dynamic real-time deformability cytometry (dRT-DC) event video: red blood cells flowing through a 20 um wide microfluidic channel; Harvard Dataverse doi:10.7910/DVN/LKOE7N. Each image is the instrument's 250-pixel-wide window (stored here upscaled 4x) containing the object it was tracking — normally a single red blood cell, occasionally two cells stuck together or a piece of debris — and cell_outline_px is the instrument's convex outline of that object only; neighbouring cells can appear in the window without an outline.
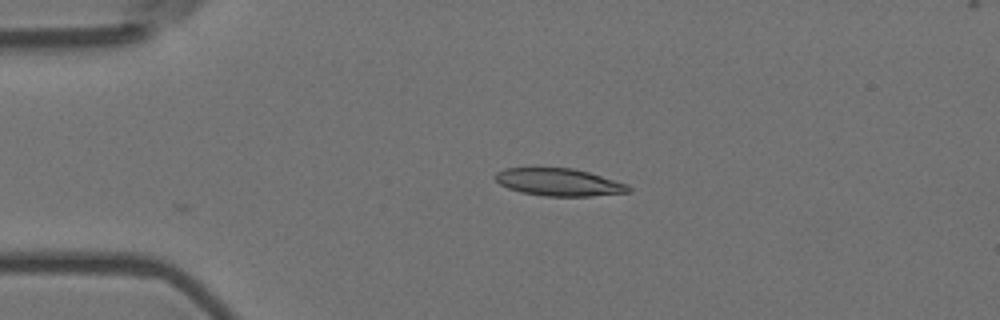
{"species": "Egyptian fruit bat (a non-hibernating species)", "species_latin": "Rousettus aegyptiacus", "temperature_condition": "room temperature", "stored_images_in_passage": 3, "camera_frame_rate_fps": 3000, "um_per_image_px": 0.085, "animal": {"sex": "female"}, "frame": {"image": 1, "passage_image": 3, "time_ms": 0.667, "image_size_px": [1000, 320], "cell_outline_px": [[632, 192], [592, 196], [544, 196], [520, 192], [508, 188], [500, 184], [496, 180], [496, 172], [504, 168], [572, 168], [588, 172], [628, 184], [632, 188]], "centroid_in_image_um": [47.54, 15.49], "position_along_channel_um": 37.5, "area_um2": 21.33}}